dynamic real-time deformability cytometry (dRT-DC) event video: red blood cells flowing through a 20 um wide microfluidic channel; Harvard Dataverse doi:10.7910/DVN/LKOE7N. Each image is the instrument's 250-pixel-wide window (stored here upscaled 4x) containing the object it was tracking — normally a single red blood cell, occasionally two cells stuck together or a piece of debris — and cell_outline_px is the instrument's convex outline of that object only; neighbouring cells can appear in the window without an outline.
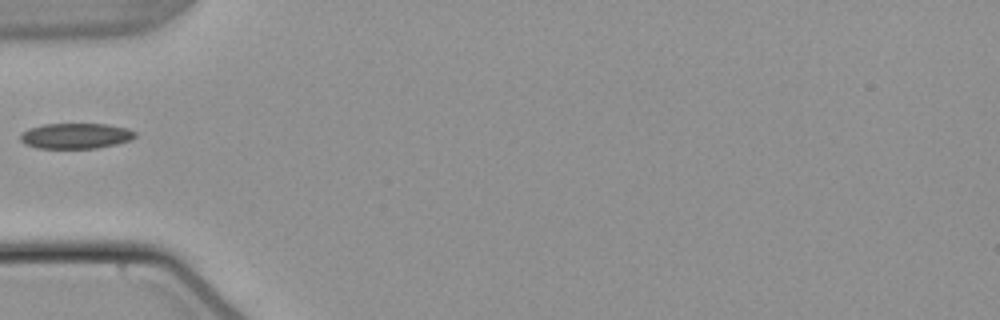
{"species": "common noctule bat (a hibernating species)", "species_latin": "Nyctalus noctula", "temperature_condition": "warm", "stored_images_in_passage": 36, "camera_frame_rate_fps": 3000, "um_per_image_px": 0.085, "animal": {"sex": "male", "body_mass_g": 21.5, "forearm_length_mm": 52.0}, "frame": {"image": 1, "passage_image": 1, "time_ms": 0.0, "image_size_px": [1000, 320], "cell_outline_px": [[136, 136], [132, 140], [116, 144], [96, 148], [36, 148], [24, 144], [20, 140], [20, 136], [28, 128], [44, 124], [108, 124], [128, 128], [136, 132]], "centroid_in_image_um": [6.46, 11.55], "position_along_channel_um": 78.5, "area_um2": 17.17}}
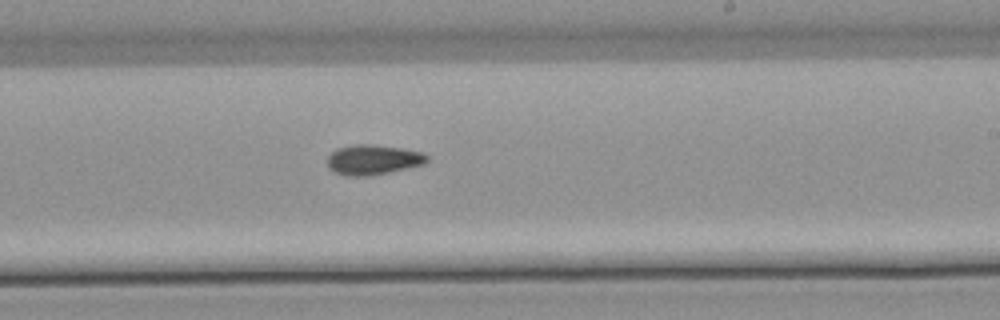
{"frame": {"image": 2, "passage_image": 15, "time_ms": 4.667, "image_size_px": [1000, 320], "cell_outline_px": [[428, 160], [424, 164], [388, 172], [368, 176], [344, 176], [328, 168], [328, 156], [336, 148], [356, 144], [372, 144], [404, 148], [424, 152], [428, 156]], "centroid_in_image_um": [31.71, 13.56], "position_along_channel_um": 257.3, "area_um2": 17.51}}
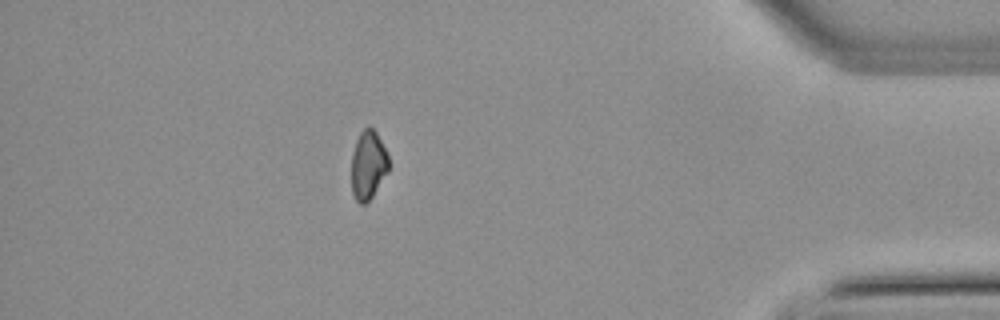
{"frame": {"image": 3, "passage_image": 30, "time_ms": 9.667, "image_size_px": [1000, 320], "cell_outline_px": [[388, 172], [368, 204], [360, 204], [356, 200], [352, 192], [352, 152], [356, 140], [360, 132], [364, 128], [372, 128], [376, 132], [388, 156]], "centroid_in_image_um": [31.29, 14.07], "position_along_channel_um": 403.9, "area_um2": 14.91}}